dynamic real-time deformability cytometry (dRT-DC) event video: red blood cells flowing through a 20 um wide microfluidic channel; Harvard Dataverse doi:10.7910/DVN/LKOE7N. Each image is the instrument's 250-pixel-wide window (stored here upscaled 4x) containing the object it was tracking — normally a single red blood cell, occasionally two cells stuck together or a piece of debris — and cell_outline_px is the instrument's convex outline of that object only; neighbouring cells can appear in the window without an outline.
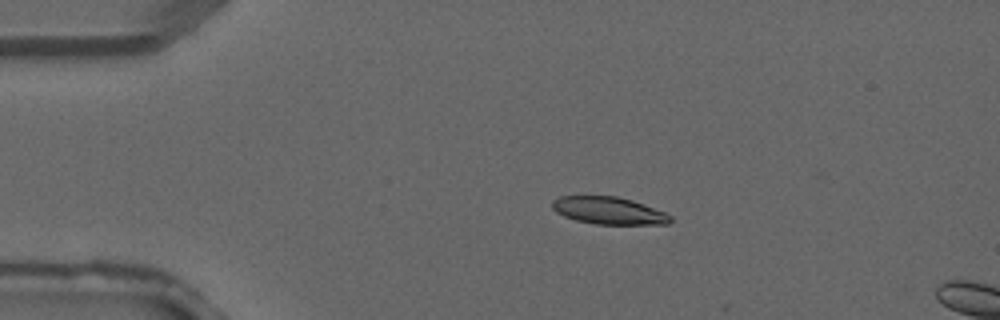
{"species": "common noctule bat (a hibernating species)", "species_latin": "Nyctalus noctula", "temperature_condition": "warm", "stored_images_in_passage": 4, "camera_frame_rate_fps": 3000, "um_per_image_px": 0.085, "animal": {"sex": "male", "forearm_length_mm": 52.5}, "frame": {"image": 1, "passage_image": 3, "time_ms": 0.667, "image_size_px": [1000, 320], "cell_outline_px": [[672, 220], [668, 224], [596, 224], [576, 220], [564, 216], [556, 212], [552, 208], [552, 200], [560, 196], [616, 196], [632, 200], [664, 212], [672, 216]], "centroid_in_image_um": [51.73, 17.9], "position_along_channel_um": 33.3, "area_um2": 18.73}}